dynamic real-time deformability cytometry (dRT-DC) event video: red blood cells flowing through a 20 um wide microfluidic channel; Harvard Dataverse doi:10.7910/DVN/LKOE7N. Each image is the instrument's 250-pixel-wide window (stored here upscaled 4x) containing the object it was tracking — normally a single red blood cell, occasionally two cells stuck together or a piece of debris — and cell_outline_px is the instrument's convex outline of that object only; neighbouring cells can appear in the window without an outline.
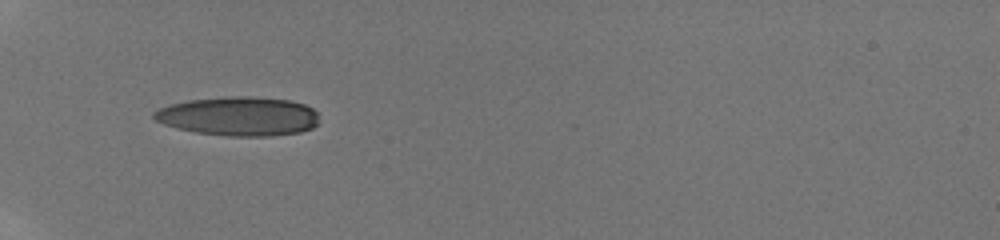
{"species": "human", "species_latin": "Homo sapiens", "temperature_condition": "room temperature", "stored_images_in_passage": 18, "camera_frame_rate_fps": 3000, "um_per_image_px": 0.085, "donor": {"sex": "male"}, "frame": {"image": 1, "passage_image": 1, "time_ms": 0.0, "image_size_px": [1000, 240], "cell_outline_px": [[320, 124], [312, 128], [300, 132], [272, 136], [228, 136], [196, 132], [176, 128], [164, 124], [156, 120], [152, 116], [152, 112], [160, 108], [172, 104], [188, 100], [228, 96], [252, 96], [288, 100], [304, 104], [312, 108], [316, 112]], "centroid_in_image_um": [20.31, 9.88], "position_along_channel_um": 64.7, "area_um2": 37.74}}
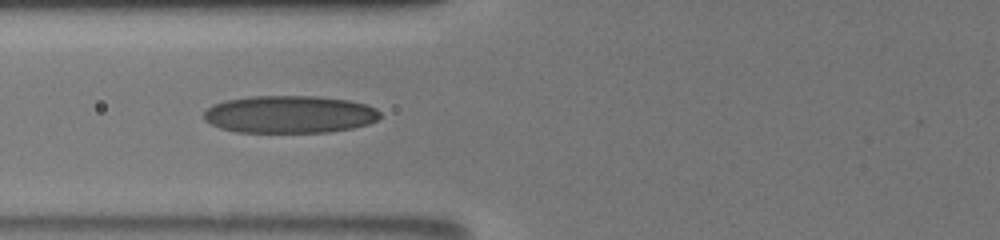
{"frame": {"image": 2, "passage_image": 8, "time_ms": 1.333, "image_size_px": [1000, 240], "cell_outline_px": [[380, 116], [376, 120], [368, 124], [352, 128], [328, 132], [236, 132], [220, 128], [204, 120], [204, 112], [212, 104], [228, 100], [252, 96], [316, 96], [348, 100], [364, 104], [376, 108], [380, 112]], "centroid_in_image_um": [24.61, 9.72], "position_along_channel_um": 101.2, "area_um2": 38.44}}
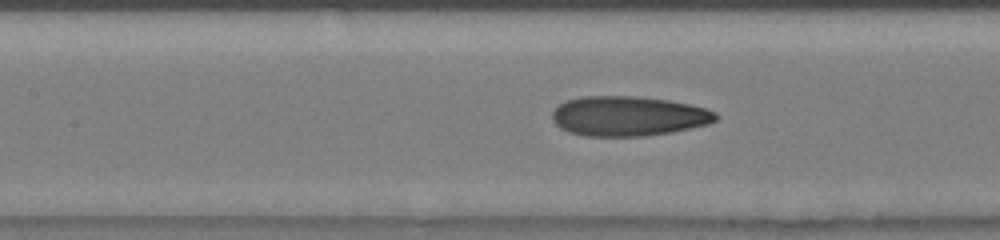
{"frame": {"image": 3, "passage_image": 16, "time_ms": 2.667, "image_size_px": [1000, 240], "cell_outline_px": [[720, 116], [716, 120], [708, 124], [672, 132], [644, 136], [584, 136], [568, 132], [560, 128], [552, 120], [552, 112], [560, 104], [568, 100], [584, 96], [640, 96], [668, 100], [688, 104], [704, 108], [716, 112]], "centroid_in_image_um": [53.41, 9.87], "position_along_channel_um": 154.0, "area_um2": 38.03}}